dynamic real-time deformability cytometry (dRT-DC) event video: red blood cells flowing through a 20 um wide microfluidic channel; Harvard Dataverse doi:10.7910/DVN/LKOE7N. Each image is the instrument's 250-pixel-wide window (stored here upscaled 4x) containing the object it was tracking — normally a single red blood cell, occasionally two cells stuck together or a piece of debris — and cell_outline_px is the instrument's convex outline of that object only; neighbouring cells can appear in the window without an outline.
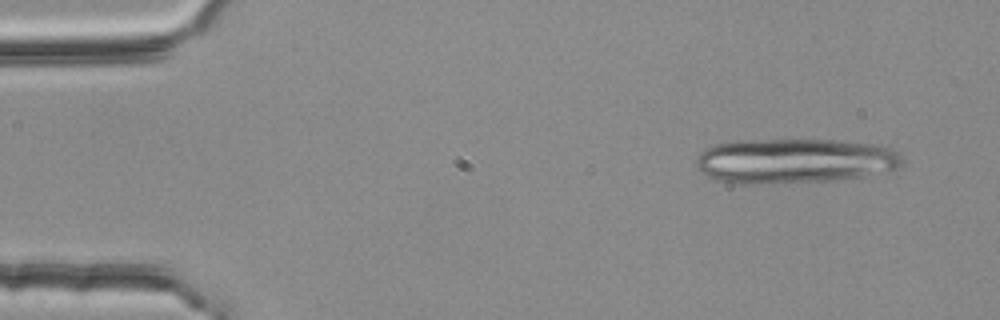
{"species": "common noctule bat (a hibernating species)", "species_latin": "Nyctalus noctula", "temperature_condition": "room temperature", "stored_images_in_passage": 2, "camera_frame_rate_fps": 3000, "um_per_image_px": 0.085, "animal": {"sex": "female", "body_mass_g": 25.1}, "frame": {"image": 1, "passage_image": 1, "time_ms": 0.0, "image_size_px": [1000, 320], "cell_outline_px": [[904, 160], [896, 168], [860, 176], [836, 180], [772, 184], [736, 184], [716, 180], [700, 172], [696, 168], [696, 156], [704, 148], [716, 144], [740, 140], [836, 140], [880, 144], [892, 148], [900, 152]], "centroid_in_image_um": [67.49, 13.67], "position_along_channel_um": 17.5, "area_um2": 54.51}}